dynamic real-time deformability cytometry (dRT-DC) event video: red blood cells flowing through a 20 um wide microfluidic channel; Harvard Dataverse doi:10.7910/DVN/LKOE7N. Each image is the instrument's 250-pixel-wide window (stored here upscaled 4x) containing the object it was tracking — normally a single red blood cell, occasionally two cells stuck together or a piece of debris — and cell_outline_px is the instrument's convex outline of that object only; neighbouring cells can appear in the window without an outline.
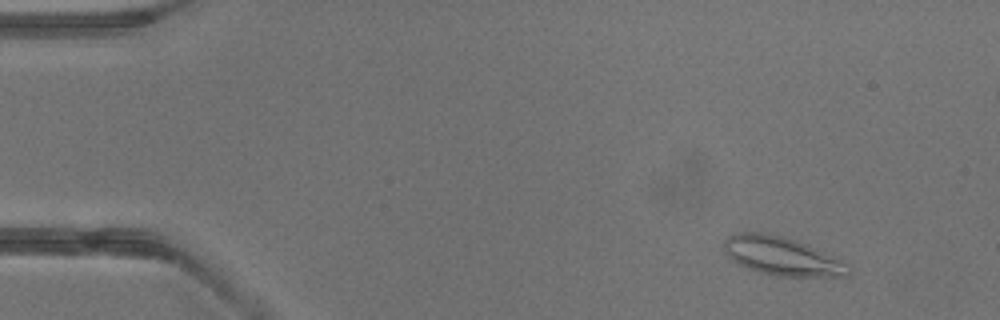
{"species": "common noctule bat (a hibernating species)", "species_latin": "Nyctalus noctula", "temperature_condition": "warm", "stored_images_in_passage": 42, "camera_frame_rate_fps": 3000, "um_per_image_px": 0.085, "animal": {"sex": "male", "body_mass_g": 13.3}, "frame": {"image": 1, "passage_image": 5, "time_ms": 1.333, "image_size_px": [1000, 320], "cell_outline_px": [[852, 276], [776, 276], [760, 272], [748, 268], [732, 260], [724, 252], [724, 240], [728, 236], [736, 232], [760, 232], [780, 236], [804, 244], [832, 256], [848, 264], [852, 268]], "centroid_in_image_um": [66.45, 21.78], "position_along_channel_um": 18.5, "area_um2": 27.57}}
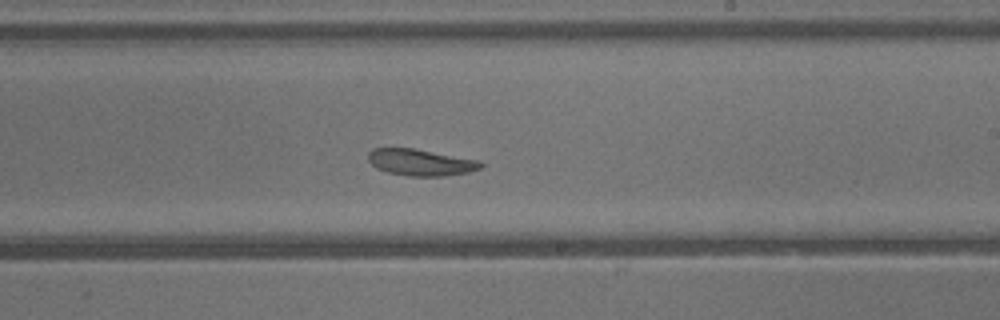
{"frame": {"image": 2, "passage_image": 25, "time_ms": 8.0, "image_size_px": [1000, 320], "cell_outline_px": [[484, 164], [480, 168], [468, 172], [444, 176], [408, 176], [388, 172], [376, 168], [368, 160], [368, 152], [372, 148], [412, 148], [480, 160]], "centroid_in_image_um": [35.75, 13.8], "position_along_channel_um": 253.3, "area_um2": 17.4}}
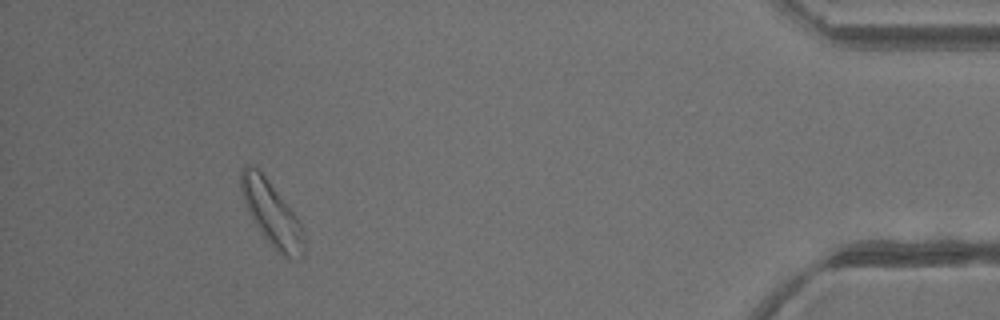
{"frame": {"image": 3, "passage_image": 38, "time_ms": 12.333, "image_size_px": [1000, 320], "cell_outline_px": [[304, 256], [300, 260], [288, 260], [276, 252], [260, 232], [244, 200], [240, 188], [240, 168], [244, 164], [248, 164], [256, 168], [264, 176], [296, 216], [304, 232]], "centroid_in_image_um": [23.11, 18.23], "position_along_channel_um": 412.1, "area_um2": 23.41}}